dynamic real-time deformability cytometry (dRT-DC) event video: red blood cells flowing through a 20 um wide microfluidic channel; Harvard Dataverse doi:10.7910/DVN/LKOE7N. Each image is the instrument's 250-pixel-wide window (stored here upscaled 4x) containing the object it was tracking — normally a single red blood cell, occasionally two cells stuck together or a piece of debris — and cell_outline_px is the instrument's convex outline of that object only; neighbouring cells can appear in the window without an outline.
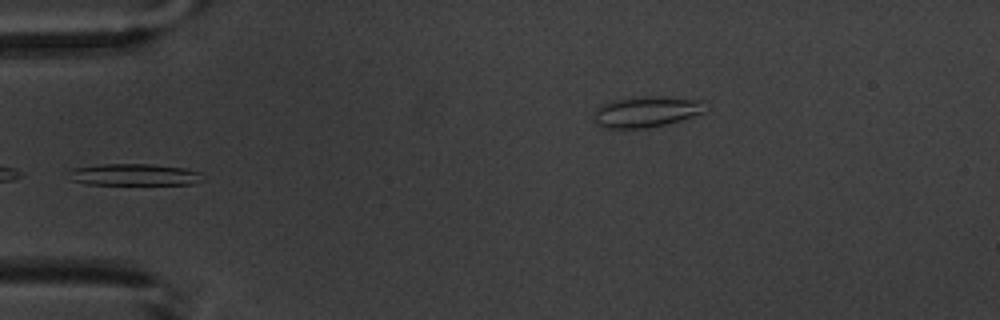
{"species": "common noctule bat (a hibernating species)", "species_latin": "Nyctalus noctula", "temperature_condition": "warm", "stored_images_in_passage": 5, "segment_of_instrument_passage": [1, 2], "camera_frame_rate_fps": 3000, "um_per_image_px": 0.085, "animal": {"sex": "male", "body_mass_g": 20.1, "forearm_length_mm": 53.5}, "frame": {"image": 1, "passage_image": 4, "time_ms": 4.333, "image_size_px": [1000, 320], "cell_outline_px": [[204, 180], [192, 184], [88, 184], [68, 180], [72, 168], [104, 164], [152, 164], [184, 168], [200, 172]], "centroid_in_image_um": [11.41, 14.85], "position_along_channel_um": 73.6, "area_um2": 16.94}}